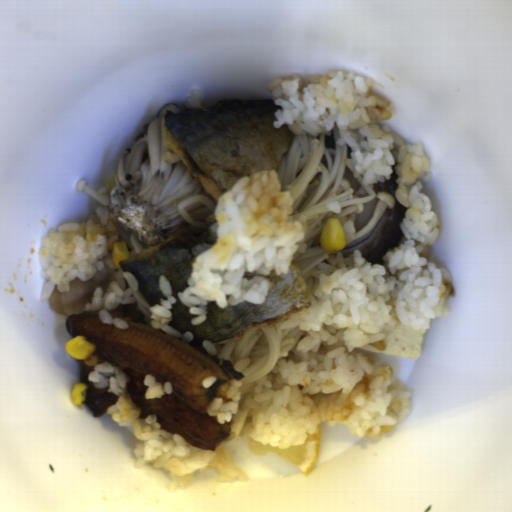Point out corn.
<instances>
[{"label": "corn", "mask_w": 512, "mask_h": 512, "mask_svg": "<svg viewBox=\"0 0 512 512\" xmlns=\"http://www.w3.org/2000/svg\"><path fill=\"white\" fill-rule=\"evenodd\" d=\"M347 245L344 229L338 218L330 217L323 224L320 234V248L327 252L337 253Z\"/></svg>", "instance_id": "obj_1"}, {"label": "corn", "mask_w": 512, "mask_h": 512, "mask_svg": "<svg viewBox=\"0 0 512 512\" xmlns=\"http://www.w3.org/2000/svg\"><path fill=\"white\" fill-rule=\"evenodd\" d=\"M86 389L87 384L84 382L78 381L75 385H73L71 392V401L74 405L82 406L83 402L86 399Z\"/></svg>", "instance_id": "obj_4"}, {"label": "corn", "mask_w": 512, "mask_h": 512, "mask_svg": "<svg viewBox=\"0 0 512 512\" xmlns=\"http://www.w3.org/2000/svg\"><path fill=\"white\" fill-rule=\"evenodd\" d=\"M129 257V249L123 241H115L112 246L111 259L115 267H122L119 262L126 261Z\"/></svg>", "instance_id": "obj_3"}, {"label": "corn", "mask_w": 512, "mask_h": 512, "mask_svg": "<svg viewBox=\"0 0 512 512\" xmlns=\"http://www.w3.org/2000/svg\"><path fill=\"white\" fill-rule=\"evenodd\" d=\"M67 355L75 359H79L87 366L96 367L98 365V357L93 355L96 344L89 342L86 337L75 336L63 345Z\"/></svg>", "instance_id": "obj_2"}]
</instances>
